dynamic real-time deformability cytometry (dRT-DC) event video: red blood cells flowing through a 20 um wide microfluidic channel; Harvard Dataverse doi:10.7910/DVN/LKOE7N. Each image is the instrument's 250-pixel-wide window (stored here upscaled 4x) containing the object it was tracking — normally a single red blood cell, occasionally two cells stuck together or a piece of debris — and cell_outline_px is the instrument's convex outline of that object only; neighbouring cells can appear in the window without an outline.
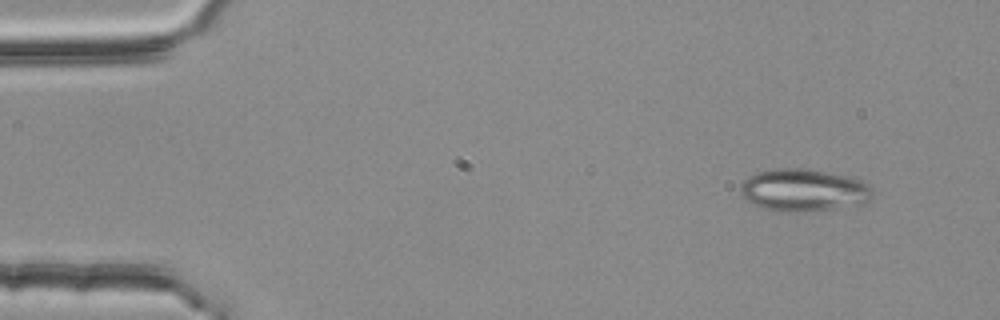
{"species": "common noctule bat (a hibernating species)", "species_latin": "Nyctalus noctula", "temperature_condition": "room temperature", "stored_images_in_passage": 3, "camera_frame_rate_fps": 3000, "um_per_image_px": 0.085, "animal": {"sex": "female", "body_mass_g": 25.1}, "frame": {"image": 1, "passage_image": 1, "time_ms": 0.0, "image_size_px": [1000, 320], "cell_outline_px": [[872, 196], [868, 200], [860, 204], [804, 212], [780, 212], [764, 208], [748, 200], [740, 192], [740, 188], [744, 180], [748, 176], [756, 172], [776, 168], [804, 168], [844, 176], [860, 180], [868, 184], [872, 188]], "centroid_in_image_um": [68.28, 16.16], "position_along_channel_um": 16.7, "area_um2": 32.25}}